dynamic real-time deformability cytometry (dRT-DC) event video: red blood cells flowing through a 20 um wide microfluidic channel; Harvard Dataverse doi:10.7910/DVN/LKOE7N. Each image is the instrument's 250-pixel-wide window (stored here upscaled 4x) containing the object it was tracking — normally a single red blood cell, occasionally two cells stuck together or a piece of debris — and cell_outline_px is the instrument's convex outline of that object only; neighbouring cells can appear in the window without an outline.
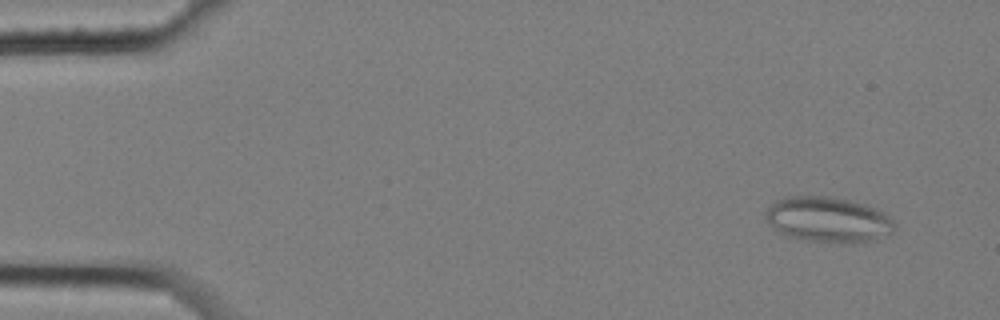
{"species": "common noctule bat (a hibernating species)", "species_latin": "Nyctalus noctula", "temperature_condition": "cold", "stored_images_in_passage": 10, "camera_frame_rate_fps": 3000, "um_per_image_px": 0.085, "animal": {"sex": "female", "body_mass_g": 25.1}, "frame": {"image": 1, "passage_image": 2, "time_ms": 0.333, "image_size_px": [1000, 320], "cell_outline_px": [[896, 228], [892, 232], [868, 240], [840, 244], [800, 240], [784, 236], [768, 220], [768, 208], [776, 200], [784, 196], [832, 196], [864, 204], [884, 212], [896, 224]], "centroid_in_image_um": [70.39, 18.67], "position_along_channel_um": 14.6, "area_um2": 33.93}}
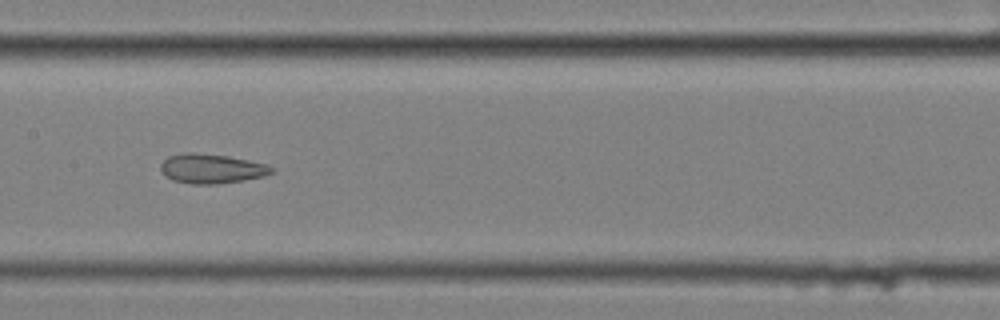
{"frame": {"image": 2, "passage_image": 7, "time_ms": 2.0, "image_size_px": [1000, 320], "cell_outline_px": [[272, 172], [264, 176], [244, 180], [216, 184], [192, 184], [172, 180], [164, 176], [160, 172], [160, 164], [168, 156], [184, 152], [192, 152], [228, 156], [268, 164], [272, 168]], "centroid_in_image_um": [17.93, 14.33], "position_along_channel_um": 189.5, "area_um2": 19.19}}
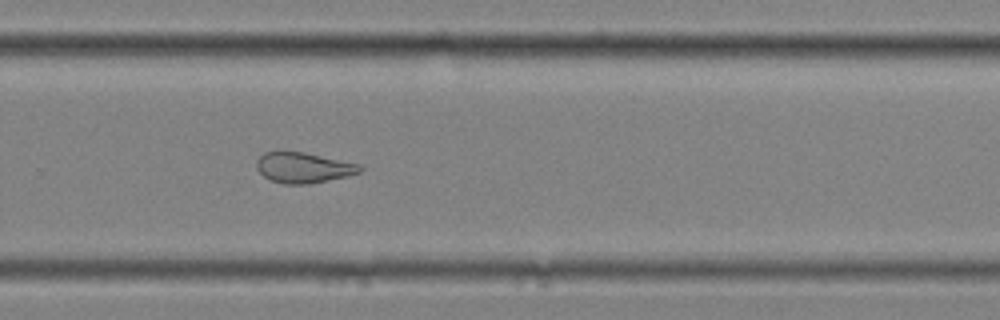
{"frame": {"image": 3, "passage_image": 10, "time_ms": 3.0, "image_size_px": [1000, 320], "cell_outline_px": [[364, 168], [360, 172], [348, 176], [308, 184], [284, 184], [272, 180], [264, 176], [256, 168], [256, 160], [264, 152], [280, 148], [304, 152], [360, 164]], "centroid_in_image_um": [25.75, 14.21], "position_along_channel_um": 304.1, "area_um2": 18.84}}